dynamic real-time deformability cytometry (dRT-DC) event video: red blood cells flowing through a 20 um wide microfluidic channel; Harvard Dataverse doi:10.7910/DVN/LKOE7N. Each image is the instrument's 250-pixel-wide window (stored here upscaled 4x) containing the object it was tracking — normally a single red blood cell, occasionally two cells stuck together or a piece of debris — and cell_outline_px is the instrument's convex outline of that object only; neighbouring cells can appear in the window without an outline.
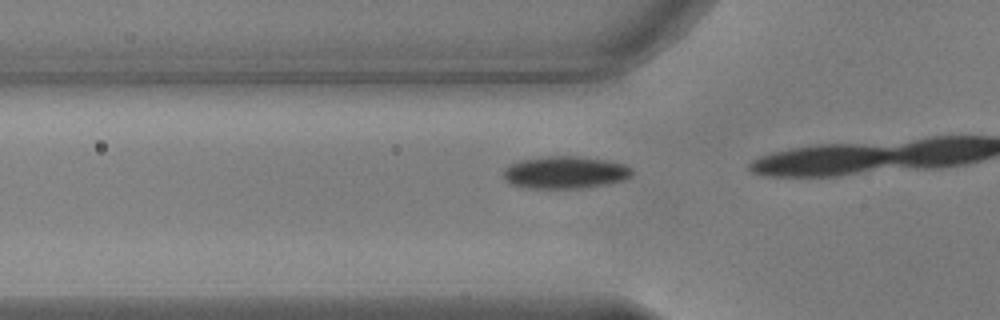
{"species": "common noctule bat (a hibernating species)", "species_latin": "Nyctalus noctula", "temperature_condition": "warm", "stored_images_in_passage": 17, "camera_frame_rate_fps": 3000, "um_per_image_px": 0.085, "animal": {"sex": "male", "body_mass_g": 17.9, "forearm_length_mm": 54.2}, "frame": {"image": 1, "passage_image": 15, "time_ms": 4.667, "image_size_px": [1000, 320], "cell_outline_px": [[632, 176], [624, 180], [580, 188], [524, 188], [508, 184], [504, 180], [504, 168], [520, 160], [548, 156], [580, 156], [608, 160], [628, 164], [632, 168]], "centroid_in_image_um": [48.04, 14.65], "position_along_channel_um": 77.8, "area_um2": 24.45}}